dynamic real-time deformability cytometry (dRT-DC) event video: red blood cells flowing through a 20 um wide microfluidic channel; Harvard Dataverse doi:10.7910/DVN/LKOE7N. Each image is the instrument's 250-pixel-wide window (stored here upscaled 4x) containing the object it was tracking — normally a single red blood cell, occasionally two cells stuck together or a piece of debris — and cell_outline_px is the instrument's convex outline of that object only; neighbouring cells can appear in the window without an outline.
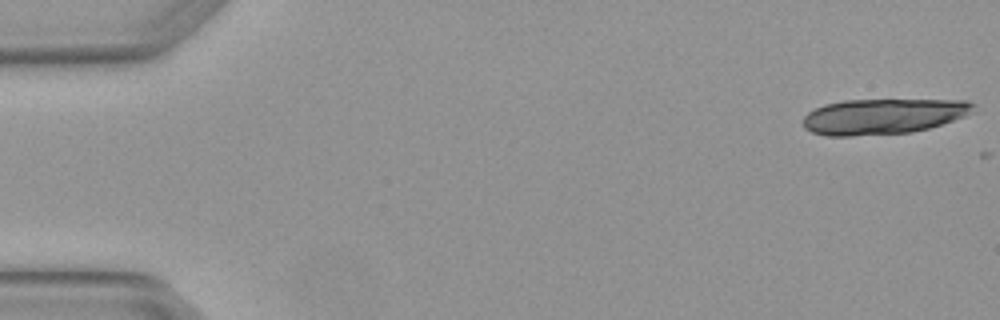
{"species": "Egyptian fruit bat (a non-hibernating species)", "species_latin": "Rousettus aegyptiacus", "temperature_condition": "warm", "stored_images_in_passage": 2, "camera_frame_rate_fps": 3000, "um_per_image_px": 0.085, "animal": {"sex": "female"}, "frame": {"image": 1, "passage_image": 1, "time_ms": 0.0, "image_size_px": [1000, 320], "cell_outline_px": [[976, 112], [928, 128], [912, 132], [852, 136], [824, 136], [812, 132], [804, 128], [804, 116], [808, 112], [824, 104], [844, 100], [968, 100], [976, 104]], "centroid_in_image_um": [75.08, 9.88], "position_along_channel_um": 9.9, "area_um2": 35.37}}